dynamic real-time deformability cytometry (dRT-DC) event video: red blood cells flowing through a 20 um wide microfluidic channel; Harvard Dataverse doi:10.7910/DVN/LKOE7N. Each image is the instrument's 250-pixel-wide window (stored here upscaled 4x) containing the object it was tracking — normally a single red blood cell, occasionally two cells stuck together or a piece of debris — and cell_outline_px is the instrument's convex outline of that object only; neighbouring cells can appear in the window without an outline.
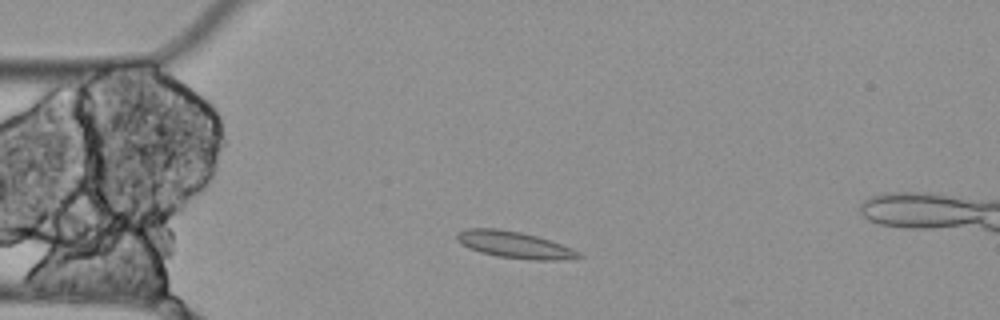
{"species": "Egyptian fruit bat (a non-hibernating species)", "species_latin": "Rousettus aegyptiacus", "temperature_condition": "cold", "stored_images_in_passage": 9, "camera_frame_rate_fps": 3000, "um_per_image_px": 0.085, "animal": {"sex": "female"}, "frame": {"image": 1, "passage_image": 2, "time_ms": 0.333, "image_size_px": [1000, 320], "cell_outline_px": [[584, 256], [560, 260], [536, 260], [496, 256], [480, 252], [468, 248], [460, 244], [456, 240], [456, 232], [468, 228], [500, 228], [520, 232], [536, 236], [572, 248], [580, 252]], "centroid_in_image_um": [43.67, 20.8], "position_along_channel_um": 41.3, "area_um2": 18.96}}
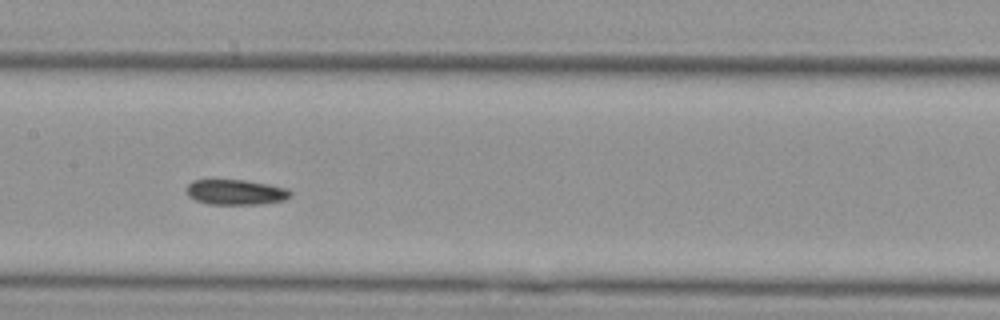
{"frame": {"image": 2, "passage_image": 6, "time_ms": 1.667, "image_size_px": [1000, 320], "cell_outline_px": [[292, 196], [284, 200], [260, 204], [208, 204], [196, 200], [188, 196], [184, 188], [192, 180], [248, 180], [288, 188], [292, 192]], "centroid_in_image_um": [20.04, 16.33], "position_along_channel_um": 187.4, "area_um2": 15.49}}
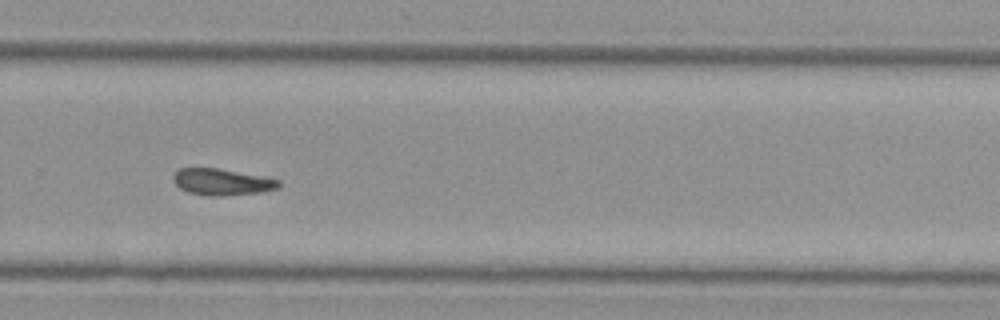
{"frame": {"image": 3, "passage_image": 9, "time_ms": 2.667, "image_size_px": [1000, 320], "cell_outline_px": [[280, 188], [260, 192], [224, 196], [208, 196], [188, 192], [180, 188], [172, 180], [172, 176], [180, 168], [220, 168], [268, 176], [280, 180]], "centroid_in_image_um": [18.91, 15.46], "position_along_channel_um": 310.9, "area_um2": 16.65}}